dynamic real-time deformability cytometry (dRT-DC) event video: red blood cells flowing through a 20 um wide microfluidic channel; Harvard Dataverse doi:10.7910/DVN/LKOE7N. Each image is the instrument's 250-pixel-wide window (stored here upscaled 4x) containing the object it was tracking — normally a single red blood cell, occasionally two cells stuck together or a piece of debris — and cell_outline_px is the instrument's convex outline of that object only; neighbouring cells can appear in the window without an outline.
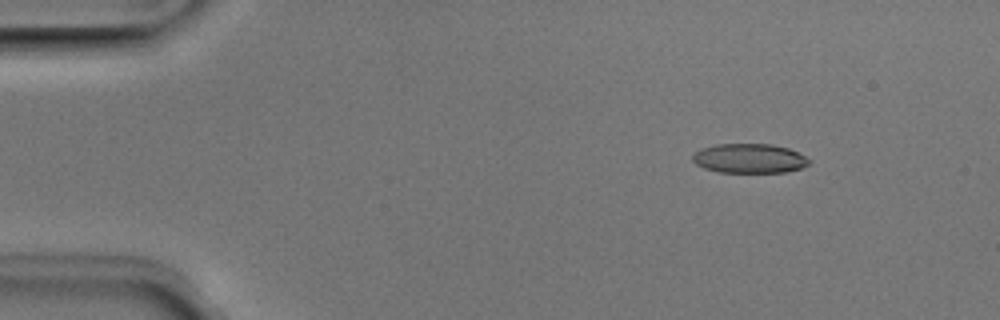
{"species": "Egyptian fruit bat (a non-hibernating species)", "species_latin": "Rousettus aegyptiacus", "temperature_condition": "room temperature", "stored_images_in_passage": 6, "camera_frame_rate_fps": 3000, "um_per_image_px": 0.085, "animal": {"sex": "male"}, "frame": {"image": 1, "passage_image": 2, "time_ms": 0.333, "image_size_px": [1000, 320], "cell_outline_px": [[812, 160], [808, 164], [800, 168], [784, 172], [720, 172], [704, 168], [696, 164], [692, 160], [692, 156], [700, 148], [716, 144], [772, 144], [788, 148]], "centroid_in_image_um": [63.67, 13.46], "position_along_channel_um": 21.3, "area_um2": 19.88}}